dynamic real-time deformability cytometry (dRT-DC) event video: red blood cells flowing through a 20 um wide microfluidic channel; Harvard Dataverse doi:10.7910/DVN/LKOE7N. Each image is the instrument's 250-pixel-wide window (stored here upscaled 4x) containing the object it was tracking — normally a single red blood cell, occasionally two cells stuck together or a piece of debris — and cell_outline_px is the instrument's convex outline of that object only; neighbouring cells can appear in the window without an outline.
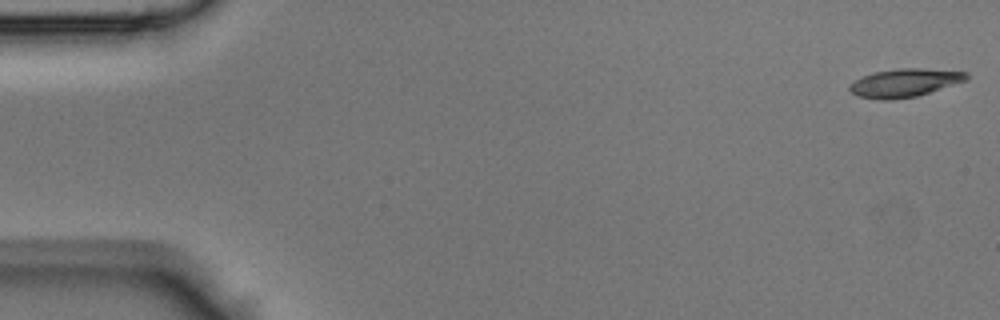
{"species": "Egyptian fruit bat (a non-hibernating species)", "species_latin": "Rousettus aegyptiacus", "temperature_condition": "room temperature", "stored_images_in_passage": 47, "camera_frame_rate_fps": 3000, "um_per_image_px": 0.085, "animal": {"sex": "male"}, "frame": {"image": 1, "passage_image": 1, "time_ms": 0.0, "image_size_px": [1000, 320], "cell_outline_px": [[968, 80], [916, 96], [888, 100], [880, 100], [856, 96], [848, 88], [856, 80], [872, 72], [900, 68], [920, 68], [968, 72]], "centroid_in_image_um": [76.9, 7.04], "position_along_channel_um": 8.1, "area_um2": 19.07}}
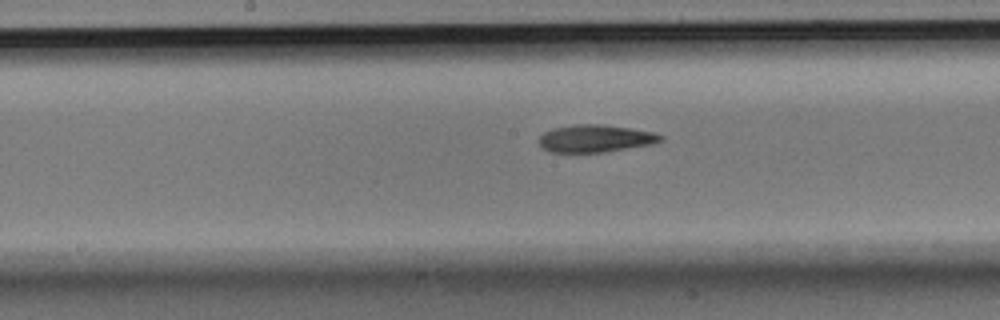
{"frame": {"image": 2, "passage_image": 24, "time_ms": 7.667, "image_size_px": [1000, 320], "cell_outline_px": [[664, 140], [652, 144], [608, 152], [552, 152], [544, 148], [540, 144], [540, 136], [544, 132], [552, 128], [580, 124], [600, 124], [628, 128], [652, 132], [664, 136]], "centroid_in_image_um": [50.64, 11.77], "position_along_channel_um": 197.6, "area_um2": 19.31}}
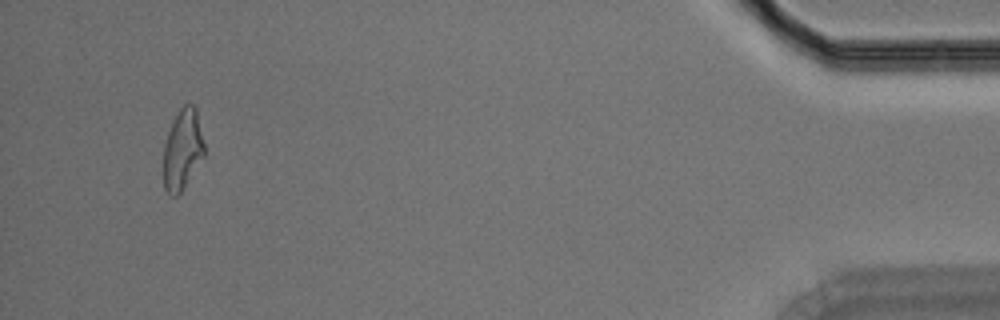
{"frame": {"image": 3, "passage_image": 45, "time_ms": 14.667, "image_size_px": [1000, 320], "cell_outline_px": [[204, 156], [180, 192], [176, 196], [168, 196], [164, 188], [164, 144], [172, 120], [180, 108], [184, 104], [192, 104], [196, 108], [204, 144]], "centroid_in_image_um": [15.5, 12.7], "position_along_channel_um": 419.7, "area_um2": 19.02}}